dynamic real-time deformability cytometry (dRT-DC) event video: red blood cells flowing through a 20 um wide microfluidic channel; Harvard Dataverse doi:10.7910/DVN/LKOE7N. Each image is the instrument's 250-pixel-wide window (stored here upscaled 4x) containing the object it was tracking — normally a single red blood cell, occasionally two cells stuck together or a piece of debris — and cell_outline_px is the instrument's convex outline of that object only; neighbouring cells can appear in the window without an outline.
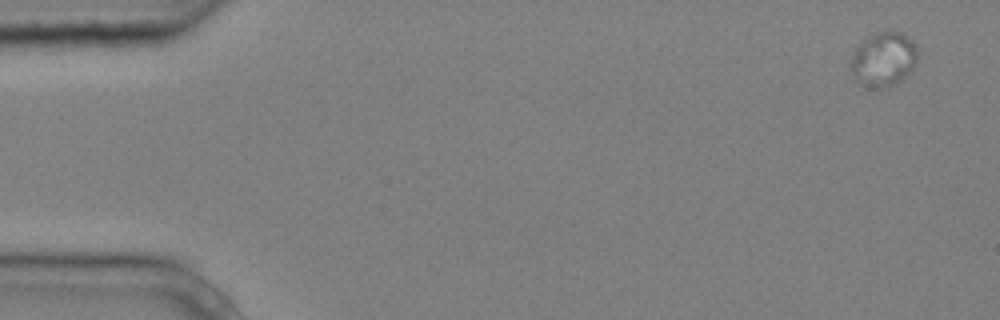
{"species": "common noctule bat (a hibernating species)", "species_latin": "Nyctalus noctula", "temperature_condition": "cold", "stored_images_in_passage": 5, "camera_frame_rate_fps": 3000, "um_per_image_px": 0.085, "animal": {"sex": "male", "body_mass_g": 20.4}, "frame": {"image": 1, "passage_image": 1, "time_ms": 0.0, "image_size_px": [1000, 320], "cell_outline_px": [[916, 64], [912, 72], [896, 84], [884, 88], [868, 88], [856, 80], [852, 76], [852, 56], [856, 48], [868, 36], [884, 28], [904, 32], [912, 40], [916, 48]], "centroid_in_image_um": [75.13, 5.01], "position_along_channel_um": 9.9, "area_um2": 21.62}}
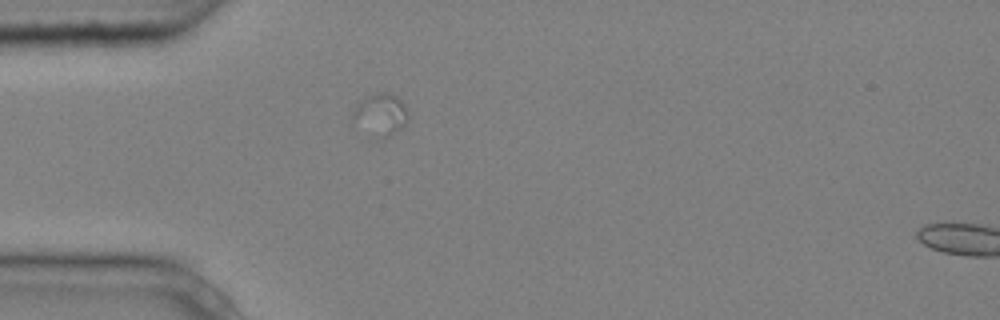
{"frame": {"image": 2, "passage_image": 5, "time_ms": 1.333, "image_size_px": [1000, 320], "cell_outline_px": [[404, 124], [400, 128], [384, 140], [380, 140], [352, 124], [352, 112], [356, 104], [360, 100], [368, 96], [380, 92], [392, 92], [404, 104]], "centroid_in_image_um": [32.24, 9.76], "position_along_channel_um": 52.8, "area_um2": 13.53}}